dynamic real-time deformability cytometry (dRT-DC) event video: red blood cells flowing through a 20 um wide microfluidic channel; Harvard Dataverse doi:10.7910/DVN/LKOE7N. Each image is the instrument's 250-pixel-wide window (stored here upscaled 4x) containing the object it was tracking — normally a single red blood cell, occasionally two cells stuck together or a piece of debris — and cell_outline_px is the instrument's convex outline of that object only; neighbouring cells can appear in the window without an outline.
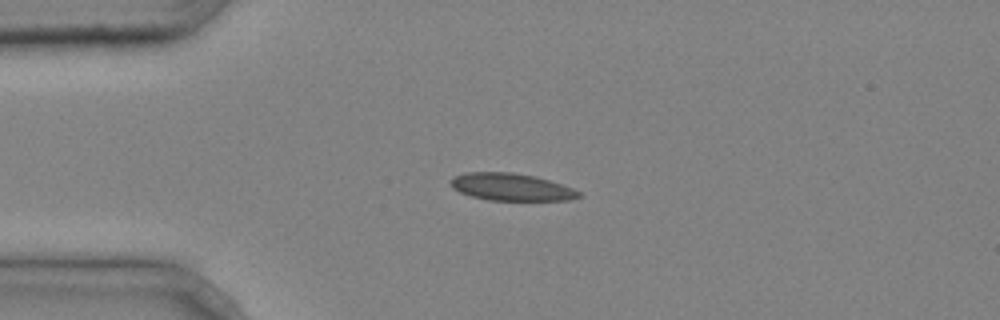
{"species": "common noctule bat (a hibernating species)", "species_latin": "Nyctalus noctula", "temperature_condition": "cold", "stored_images_in_passage": 1, "camera_frame_rate_fps": 3000, "um_per_image_px": 0.085, "animal": {"sex": "male", "body_mass_g": 20.4}, "frame": {"image": 1, "passage_image": 1, "time_ms": 0.0, "image_size_px": [1000, 320], "cell_outline_px": [[584, 196], [568, 200], [488, 200], [472, 196], [460, 192], [452, 188], [448, 184], [452, 176], [464, 172], [512, 172], [536, 176], [572, 188], [580, 192]], "centroid_in_image_um": [43.41, 15.89], "position_along_channel_um": 41.6, "area_um2": 20.52}}